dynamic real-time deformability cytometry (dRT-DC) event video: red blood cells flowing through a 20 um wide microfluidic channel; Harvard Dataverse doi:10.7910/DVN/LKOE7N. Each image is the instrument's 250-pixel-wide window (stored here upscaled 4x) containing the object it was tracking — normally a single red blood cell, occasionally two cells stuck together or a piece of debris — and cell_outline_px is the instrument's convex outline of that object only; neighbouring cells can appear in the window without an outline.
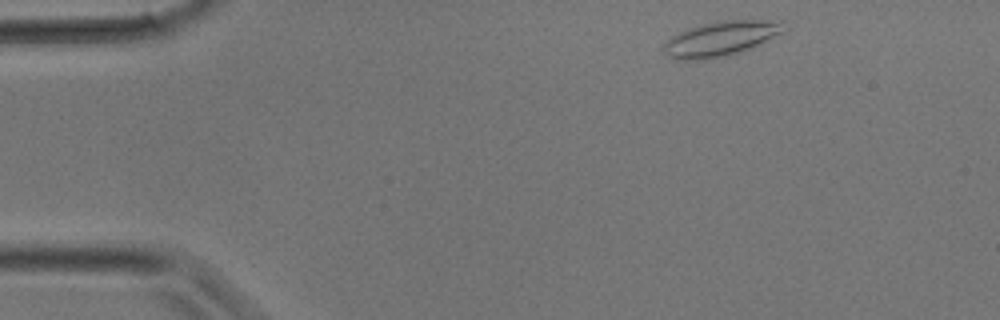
{"species": "common noctule bat (a hibernating species)", "species_latin": "Nyctalus noctula", "temperature_condition": "room temperature", "stored_images_in_passage": 30, "camera_frame_rate_fps": 3000, "um_per_image_px": 0.085, "animal": {"sex": "male", "body_mass_g": 17.9}, "frame": {"image": 1, "passage_image": 1, "time_ms": 0.0, "image_size_px": [1000, 320], "cell_outline_px": [[788, 28], [784, 32], [752, 48], [740, 52], [708, 60], [676, 60], [664, 56], [664, 44], [672, 36], [688, 28], [720, 20], [780, 20]], "centroid_in_image_um": [61.29, 3.3], "position_along_channel_um": 23.7, "area_um2": 24.68}}
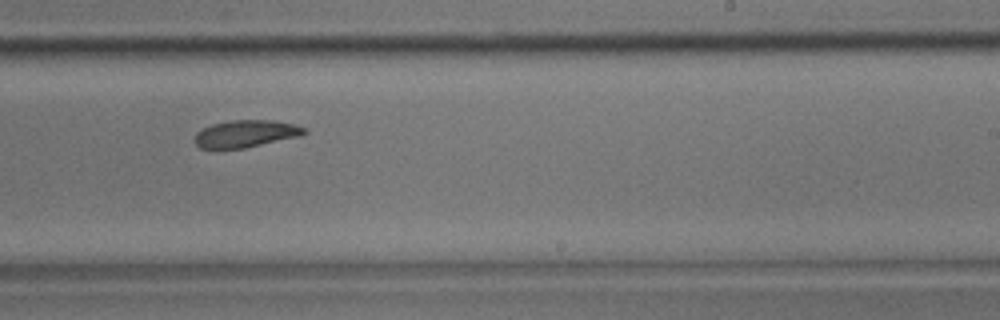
{"frame": {"image": 2, "passage_image": 17, "time_ms": 5.333, "image_size_px": [1000, 320], "cell_outline_px": [[308, 132], [300, 136], [244, 148], [200, 148], [196, 144], [196, 132], [212, 124], [232, 120], [272, 120], [292, 124], [304, 128]], "centroid_in_image_um": [20.9, 11.36], "position_along_channel_um": 268.1, "area_um2": 17.05}}
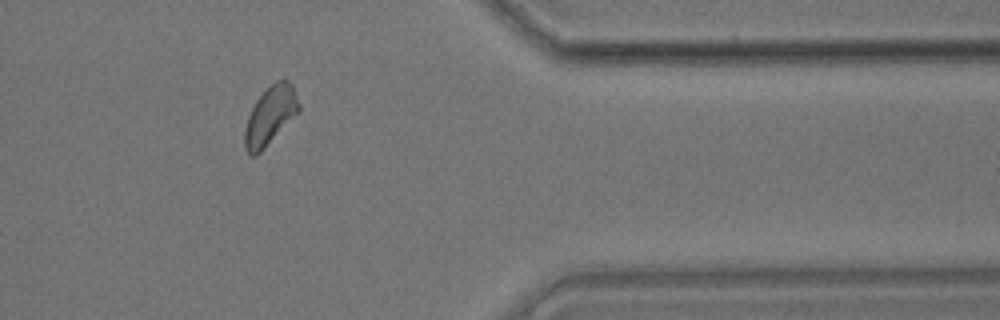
{"frame": {"image": 3, "passage_image": 24, "time_ms": 7.667, "image_size_px": [1000, 320], "cell_outline_px": [[300, 112], [256, 156], [248, 156], [244, 148], [244, 132], [248, 116], [256, 100], [276, 80], [288, 80], [292, 84], [300, 104]], "centroid_in_image_um": [22.97, 9.86], "position_along_channel_um": 388.4, "area_um2": 18.44}}